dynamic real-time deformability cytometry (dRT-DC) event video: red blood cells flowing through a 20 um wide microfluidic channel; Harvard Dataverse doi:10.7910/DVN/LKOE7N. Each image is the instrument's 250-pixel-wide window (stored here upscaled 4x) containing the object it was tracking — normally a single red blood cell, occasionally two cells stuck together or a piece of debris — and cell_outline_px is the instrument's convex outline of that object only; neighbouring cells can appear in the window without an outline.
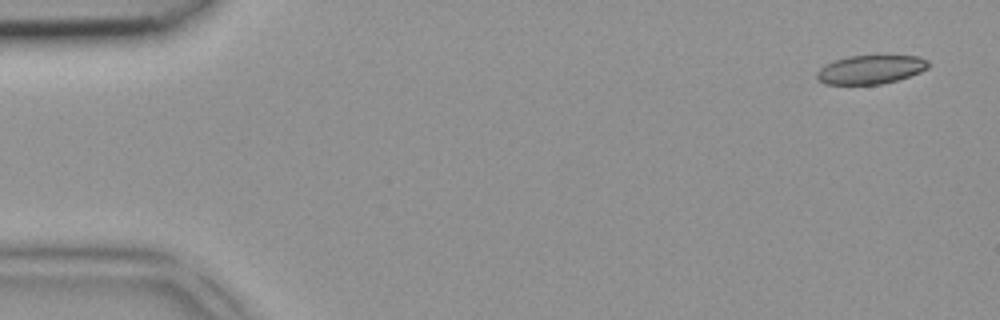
{"species": "common noctule bat (a hibernating species)", "species_latin": "Nyctalus noctula", "temperature_condition": "room temperature", "stored_images_in_passage": 4, "camera_frame_rate_fps": 3000, "um_per_image_px": 0.085, "animal": {"sex": "female", "body_mass_g": 18.4}, "frame": {"image": 1, "passage_image": 1, "time_ms": 0.0, "image_size_px": [1000, 320], "cell_outline_px": [[928, 68], [920, 72], [896, 80], [880, 84], [824, 84], [816, 80], [816, 72], [824, 64], [848, 56], [920, 56], [928, 60]], "centroid_in_image_um": [73.96, 5.91], "position_along_channel_um": 11.0, "area_um2": 18.61}}